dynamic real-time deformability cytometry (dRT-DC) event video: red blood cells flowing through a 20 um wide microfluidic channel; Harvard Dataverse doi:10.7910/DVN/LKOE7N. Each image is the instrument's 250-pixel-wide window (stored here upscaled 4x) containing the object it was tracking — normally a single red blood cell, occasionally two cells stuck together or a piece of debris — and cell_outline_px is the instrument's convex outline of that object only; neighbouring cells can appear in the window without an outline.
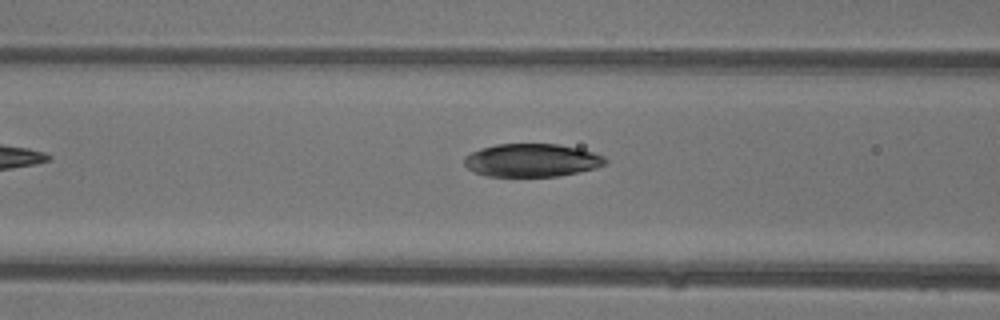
{"species": "common noctule bat (a hibernating species)", "species_latin": "Nyctalus noctula", "temperature_condition": "warm", "stored_images_in_passage": 6, "camera_frame_rate_fps": 3000, "um_per_image_px": 0.085, "animal": {"sex": "female"}, "frame": {"image": 1, "passage_image": 6, "time_ms": 6.0, "image_size_px": [1000, 320], "cell_outline_px": [[608, 160], [604, 164], [596, 168], [560, 176], [488, 176], [476, 172], [468, 168], [464, 164], [464, 156], [480, 148], [496, 144], [560, 144], [580, 148], [604, 156]], "centroid_in_image_um": [45.21, 13.61], "position_along_channel_um": 121.4, "area_um2": 27.22}}